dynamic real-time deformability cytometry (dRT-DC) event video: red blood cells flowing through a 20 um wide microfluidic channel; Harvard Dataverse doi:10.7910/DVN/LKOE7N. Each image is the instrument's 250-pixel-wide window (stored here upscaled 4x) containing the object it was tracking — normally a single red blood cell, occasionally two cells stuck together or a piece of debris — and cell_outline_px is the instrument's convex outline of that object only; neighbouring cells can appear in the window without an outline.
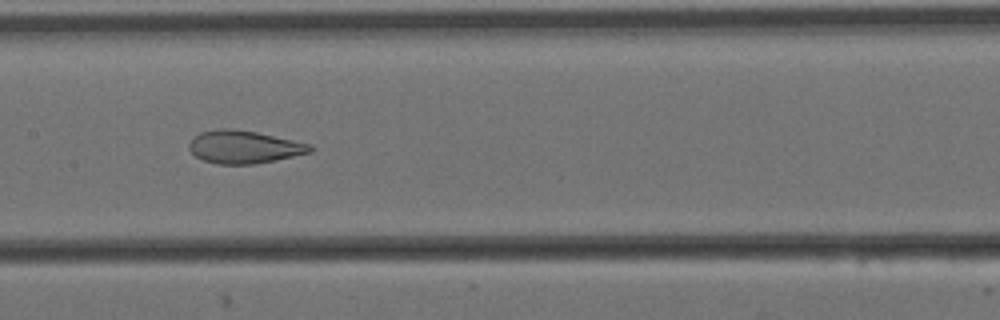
{"species": "Egyptian fruit bat (a non-hibernating species)", "species_latin": "Rousettus aegyptiacus", "temperature_condition": "cold", "stored_images_in_passage": 14, "camera_frame_rate_fps": 3000, "um_per_image_px": 0.085, "animal": {"sex": "female"}, "frame": {"image": 1, "passage_image": 7, "time_ms": 2.0, "image_size_px": [1000, 320], "cell_outline_px": [[316, 148], [312, 152], [256, 164], [216, 164], [204, 160], [196, 156], [188, 148], [188, 144], [200, 132], [220, 128], [232, 128], [256, 132], [312, 144]], "centroid_in_image_um": [20.77, 12.49], "position_along_channel_um": 186.6, "area_um2": 23.18}}
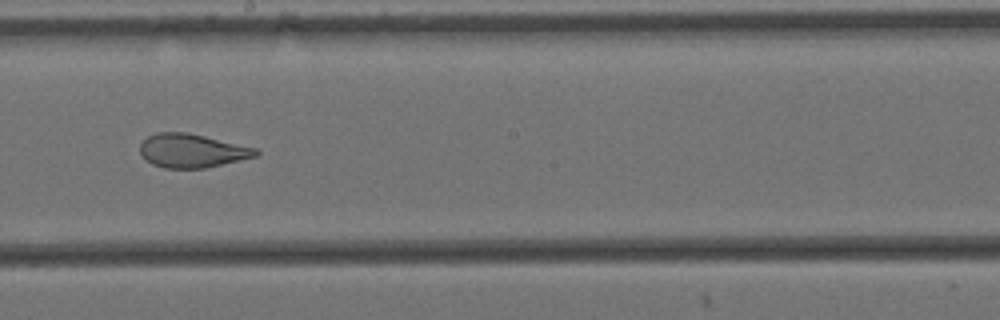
{"frame": {"image": 2, "passage_image": 8, "time_ms": 2.333, "image_size_px": [1000, 320], "cell_outline_px": [[260, 152], [256, 156], [204, 168], [164, 168], [152, 164], [140, 152], [140, 144], [148, 136], [156, 132], [188, 132], [256, 148]], "centroid_in_image_um": [16.3, 12.8], "position_along_channel_um": 231.9, "area_um2": 22.48}}
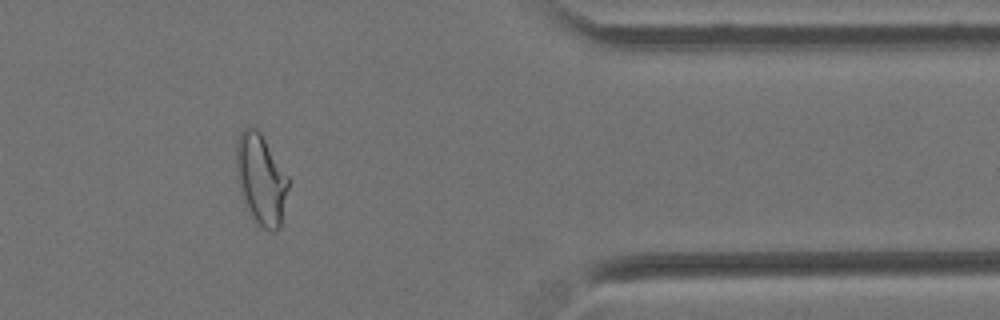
{"frame": {"image": 3, "passage_image": 12, "time_ms": 3.667, "image_size_px": [1000, 320], "cell_outline_px": [[288, 188], [280, 228], [276, 232], [268, 232], [256, 220], [244, 200], [236, 176], [236, 140], [240, 132], [244, 128], [256, 128], [260, 132], [288, 176]], "centroid_in_image_um": [22.18, 15.22], "position_along_channel_um": 389.2, "area_um2": 27.05}}